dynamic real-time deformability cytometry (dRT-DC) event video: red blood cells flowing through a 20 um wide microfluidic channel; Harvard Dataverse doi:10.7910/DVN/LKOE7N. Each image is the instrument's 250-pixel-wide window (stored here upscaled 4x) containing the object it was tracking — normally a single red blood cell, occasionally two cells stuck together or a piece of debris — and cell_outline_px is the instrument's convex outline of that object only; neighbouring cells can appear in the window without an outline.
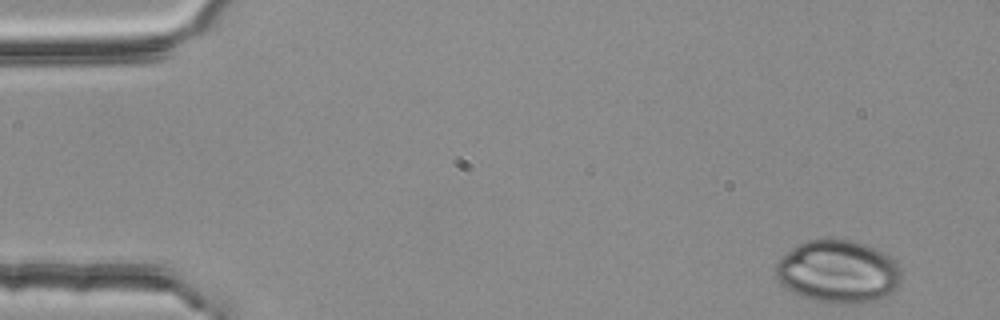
{"species": "common noctule bat (a hibernating species)", "species_latin": "Nyctalus noctula", "temperature_condition": "room temperature", "stored_images_in_passage": 4, "camera_frame_rate_fps": 3000, "um_per_image_px": 0.085, "animal": {"sex": "female", "body_mass_g": 25.1}, "frame": {"image": 1, "passage_image": 1, "time_ms": 0.0, "image_size_px": [1000, 320], "cell_outline_px": [[900, 284], [888, 296], [876, 300], [816, 300], [800, 296], [792, 292], [780, 284], [772, 272], [776, 264], [792, 248], [808, 240], [852, 240], [864, 244], [888, 256], [900, 264]], "centroid_in_image_um": [71.21, 23.06], "position_along_channel_um": 13.8, "area_um2": 44.8}}